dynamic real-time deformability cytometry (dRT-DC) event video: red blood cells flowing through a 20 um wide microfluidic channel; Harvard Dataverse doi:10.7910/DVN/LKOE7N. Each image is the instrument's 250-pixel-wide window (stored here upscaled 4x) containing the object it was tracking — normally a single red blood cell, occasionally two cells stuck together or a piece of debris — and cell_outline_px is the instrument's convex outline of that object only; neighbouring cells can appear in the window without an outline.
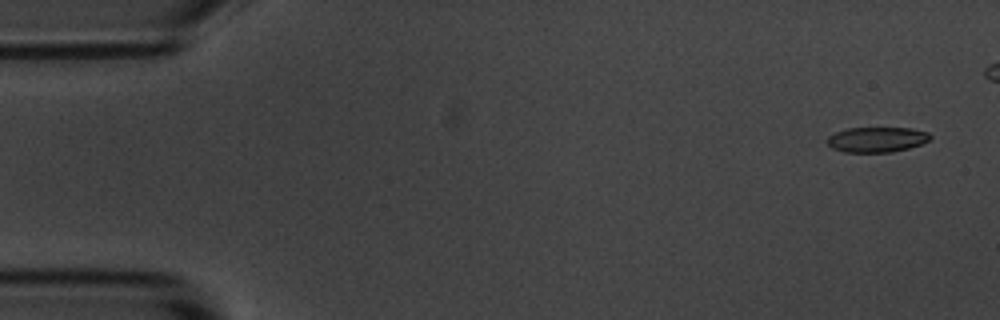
{"species": "common noctule bat (a hibernating species)", "species_latin": "Nyctalus noctula", "temperature_condition": "room temperature", "stored_images_in_passage": 5, "camera_frame_rate_fps": 3000, "um_per_image_px": 0.085, "animal": {"sex": "male", "body_mass_g": 20.1, "forearm_length_mm": 53.5}, "frame": {"image": 1, "passage_image": 1, "time_ms": 0.0, "image_size_px": [1000, 320], "cell_outline_px": [[932, 136], [928, 140], [920, 144], [908, 148], [892, 152], [844, 152], [832, 148], [824, 140], [828, 136], [836, 132], [848, 128], [912, 128], [928, 132]], "centroid_in_image_um": [74.5, 11.86], "position_along_channel_um": 10.5, "area_um2": 15.14}}